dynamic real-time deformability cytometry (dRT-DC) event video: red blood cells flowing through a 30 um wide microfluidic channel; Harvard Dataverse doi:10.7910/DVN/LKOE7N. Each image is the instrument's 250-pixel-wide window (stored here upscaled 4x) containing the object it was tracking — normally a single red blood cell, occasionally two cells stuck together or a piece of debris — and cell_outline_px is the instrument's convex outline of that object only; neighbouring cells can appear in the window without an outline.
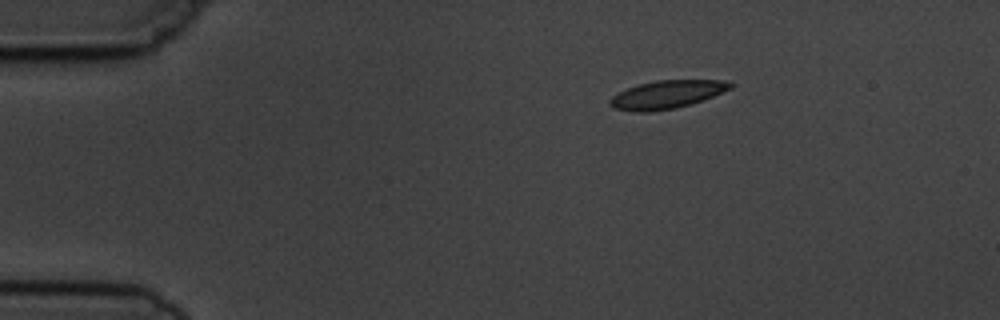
{"species": "common noctule bat (a hibernating species)", "species_latin": "Nyctalus noctula", "temperature_condition": "cold", "stored_images_in_passage": 5, "camera_frame_rate_fps": 3000, "um_per_image_px": 0.085, "animal": {"sex": "male", "body_mass_g": 19.5, "forearm_length_mm": 54.6}, "frame": {"image": 1, "passage_image": 5, "time_ms": 4.667, "image_size_px": [1000, 320], "cell_outline_px": [[736, 84], [732, 88], [712, 96], [688, 104], [672, 108], [644, 112], [636, 112], [616, 108], [608, 104], [608, 100], [612, 96], [628, 88], [640, 84], [656, 80], [724, 80]], "centroid_in_image_um": [56.68, 8.01], "position_along_channel_um": 28.3, "area_um2": 19.31}}